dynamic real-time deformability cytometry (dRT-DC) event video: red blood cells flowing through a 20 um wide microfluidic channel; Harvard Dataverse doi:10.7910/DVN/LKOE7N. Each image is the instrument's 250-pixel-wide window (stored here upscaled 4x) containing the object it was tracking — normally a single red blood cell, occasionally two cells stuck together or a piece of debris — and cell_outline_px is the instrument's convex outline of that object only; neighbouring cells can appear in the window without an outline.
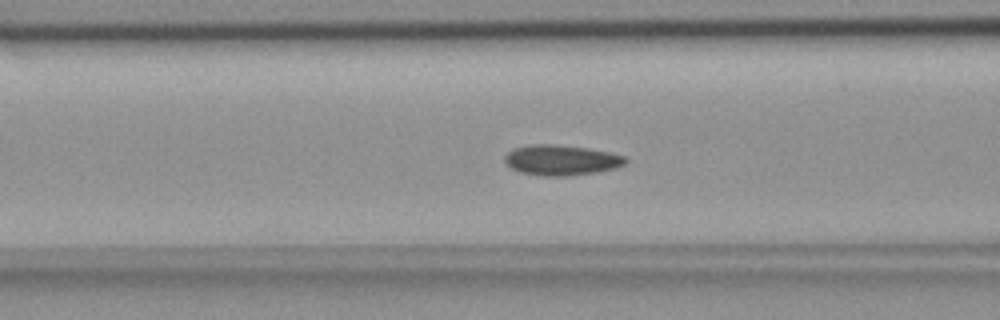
{"species": "common noctule bat (a hibernating species)", "species_latin": "Nyctalus noctula", "temperature_condition": "room temperature", "stored_images_in_passage": 40, "camera_frame_rate_fps": 3000, "um_per_image_px": 0.085, "animal": {"sex": "female", "body_mass_g": 18.4}, "frame": {"image": 1, "passage_image": 6, "time_ms": 1.667, "image_size_px": [1000, 320], "cell_outline_px": [[628, 160], [624, 164], [616, 168], [596, 172], [568, 176], [544, 176], [520, 172], [512, 168], [504, 160], [504, 156], [512, 148], [528, 144], [556, 144], [588, 148], [608, 152], [624, 156]], "centroid_in_image_um": [47.69, 13.6], "position_along_channel_um": 118.9, "area_um2": 21.44}}
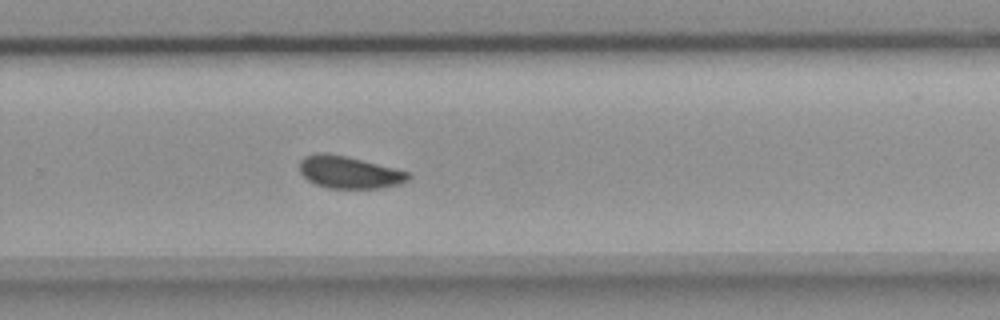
{"frame": {"image": 2, "passage_image": 21, "time_ms": 6.667, "image_size_px": [1000, 320], "cell_outline_px": [[412, 176], [408, 180], [400, 184], [380, 188], [328, 188], [316, 184], [308, 180], [300, 172], [300, 160], [304, 156], [316, 152], [328, 152], [396, 168], [408, 172]], "centroid_in_image_um": [29.67, 14.63], "position_along_channel_um": 300.1, "area_um2": 20.52}}
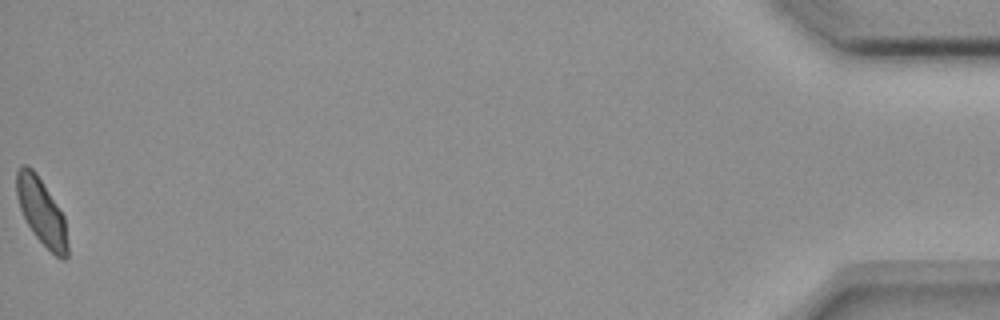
{"frame": {"image": 3, "passage_image": 40, "time_ms": 13.0, "image_size_px": [1000, 320], "cell_outline_px": [[68, 256], [64, 260], [60, 260], [32, 232], [20, 208], [16, 196], [16, 172], [20, 164], [28, 164], [36, 172], [64, 216], [68, 244]], "centroid_in_image_um": [3.52, 17.97], "position_along_channel_um": 431.7, "area_um2": 19.71}, "authors_computed_cell_mechanics": {"area_um2": 20.5479, "velocity_mm_per_s": 3.6337, "shape_relaxation_time_tau1_ms": 5.712, "shape_relaxation_time_tau2_ms": 2.9251, "deformation_change_tau1": 0.0927, "deformation_change_tau2": 0.0516}}